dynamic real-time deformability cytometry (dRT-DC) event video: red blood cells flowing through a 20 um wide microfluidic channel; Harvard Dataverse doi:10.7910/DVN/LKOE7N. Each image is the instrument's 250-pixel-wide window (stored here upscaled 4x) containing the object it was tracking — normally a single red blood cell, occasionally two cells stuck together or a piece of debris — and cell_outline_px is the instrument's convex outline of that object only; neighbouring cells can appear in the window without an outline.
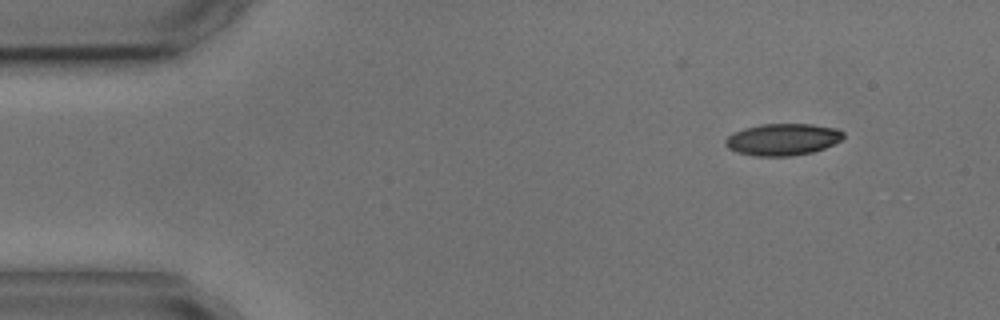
{"species": "common noctule bat (a hibernating species)", "species_latin": "Nyctalus noctula", "temperature_condition": "cold", "stored_images_in_passage": 6, "camera_frame_rate_fps": 3000, "um_per_image_px": 0.085, "animal": {"sex": "male", "body_mass_g": 17.9, "forearm_length_mm": 54.2}, "frame": {"image": 1, "passage_image": 1, "time_ms": 0.0, "image_size_px": [1000, 320], "cell_outline_px": [[844, 136], [840, 140], [824, 148], [812, 152], [792, 156], [752, 156], [736, 152], [728, 148], [724, 144], [724, 140], [732, 132], [744, 128], [760, 124], [812, 124], [836, 128], [844, 132]], "centroid_in_image_um": [66.48, 11.85], "position_along_channel_um": 18.5, "area_um2": 22.02}}
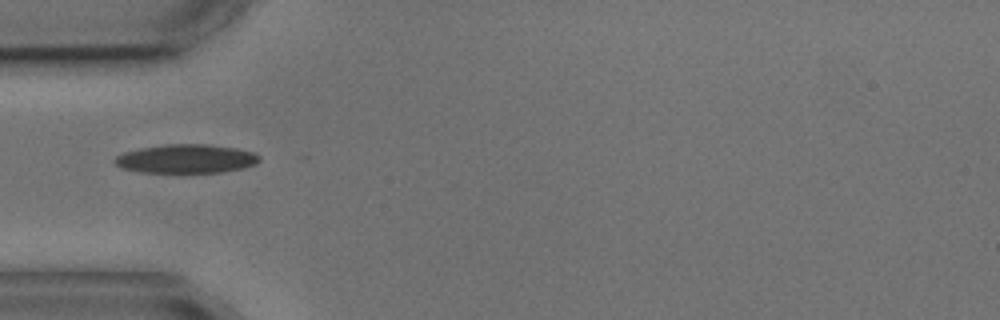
{"frame": {"image": 2, "passage_image": 4, "time_ms": 3.667, "image_size_px": [1000, 320], "cell_outline_px": [[260, 160], [256, 164], [244, 168], [220, 172], [140, 172], [120, 168], [112, 160], [116, 156], [124, 152], [140, 148], [164, 144], [208, 144], [236, 148], [256, 152], [260, 156]], "centroid_in_image_um": [15.83, 13.49], "position_along_channel_um": 69.2, "area_um2": 24.45}}